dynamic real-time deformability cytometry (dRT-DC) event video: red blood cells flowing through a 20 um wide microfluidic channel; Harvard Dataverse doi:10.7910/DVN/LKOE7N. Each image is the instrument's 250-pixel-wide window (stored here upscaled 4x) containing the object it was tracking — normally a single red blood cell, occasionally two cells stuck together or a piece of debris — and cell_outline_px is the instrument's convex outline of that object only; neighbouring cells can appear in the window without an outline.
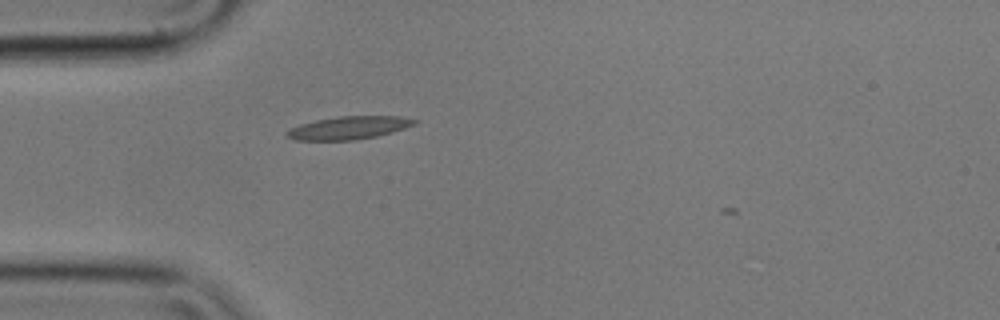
{"species": "common noctule bat (a hibernating species)", "species_latin": "Nyctalus noctula", "temperature_condition": "cold", "stored_images_in_passage": 2, "camera_frame_rate_fps": 3000, "um_per_image_px": 0.085, "animal": {"sex": "male", "body_mass_g": 17.9}, "frame": {"image": 1, "passage_image": 2, "time_ms": 0.333, "image_size_px": [1000, 320], "cell_outline_px": [[420, 120], [416, 124], [392, 132], [376, 136], [352, 140], [296, 140], [288, 136], [284, 132], [288, 128], [300, 124], [316, 120], [340, 116], [400, 116]], "centroid_in_image_um": [29.65, 10.85], "position_along_channel_um": 55.4, "area_um2": 17.05}}